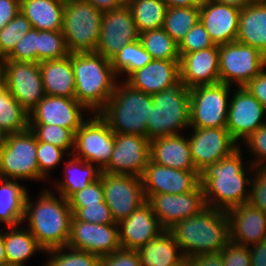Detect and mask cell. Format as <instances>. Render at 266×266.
<instances>
[{
    "label": "cell",
    "instance_id": "cell-1",
    "mask_svg": "<svg viewBox=\"0 0 266 266\" xmlns=\"http://www.w3.org/2000/svg\"><path fill=\"white\" fill-rule=\"evenodd\" d=\"M185 258L220 253L230 242V223L226 211L206 206L199 213L168 229Z\"/></svg>",
    "mask_w": 266,
    "mask_h": 266
},
{
    "label": "cell",
    "instance_id": "cell-2",
    "mask_svg": "<svg viewBox=\"0 0 266 266\" xmlns=\"http://www.w3.org/2000/svg\"><path fill=\"white\" fill-rule=\"evenodd\" d=\"M239 151L240 148L200 173L206 206L227 212L231 208L248 203L250 192H245L244 188L247 183L251 184L252 179L245 178ZM212 196L217 200L216 203Z\"/></svg>",
    "mask_w": 266,
    "mask_h": 266
},
{
    "label": "cell",
    "instance_id": "cell-3",
    "mask_svg": "<svg viewBox=\"0 0 266 266\" xmlns=\"http://www.w3.org/2000/svg\"><path fill=\"white\" fill-rule=\"evenodd\" d=\"M59 198L61 200L47 190L41 193L38 203L33 206L26 196L23 220H29L28 230L44 251L60 247L66 249L70 238L72 210L68 199Z\"/></svg>",
    "mask_w": 266,
    "mask_h": 266
},
{
    "label": "cell",
    "instance_id": "cell-4",
    "mask_svg": "<svg viewBox=\"0 0 266 266\" xmlns=\"http://www.w3.org/2000/svg\"><path fill=\"white\" fill-rule=\"evenodd\" d=\"M75 76V98L85 108L98 113L115 91L117 74L111 60L96 52L71 53ZM115 82V83H114Z\"/></svg>",
    "mask_w": 266,
    "mask_h": 266
},
{
    "label": "cell",
    "instance_id": "cell-5",
    "mask_svg": "<svg viewBox=\"0 0 266 266\" xmlns=\"http://www.w3.org/2000/svg\"><path fill=\"white\" fill-rule=\"evenodd\" d=\"M153 106L152 95L132 88L126 82L115 91L98 113L114 134L147 137V118Z\"/></svg>",
    "mask_w": 266,
    "mask_h": 266
},
{
    "label": "cell",
    "instance_id": "cell-6",
    "mask_svg": "<svg viewBox=\"0 0 266 266\" xmlns=\"http://www.w3.org/2000/svg\"><path fill=\"white\" fill-rule=\"evenodd\" d=\"M152 100L147 118L149 140L176 135L180 128L190 126V90L181 81L152 95Z\"/></svg>",
    "mask_w": 266,
    "mask_h": 266
},
{
    "label": "cell",
    "instance_id": "cell-7",
    "mask_svg": "<svg viewBox=\"0 0 266 266\" xmlns=\"http://www.w3.org/2000/svg\"><path fill=\"white\" fill-rule=\"evenodd\" d=\"M103 12L83 0H65L62 33L69 53L95 52Z\"/></svg>",
    "mask_w": 266,
    "mask_h": 266
},
{
    "label": "cell",
    "instance_id": "cell-8",
    "mask_svg": "<svg viewBox=\"0 0 266 266\" xmlns=\"http://www.w3.org/2000/svg\"><path fill=\"white\" fill-rule=\"evenodd\" d=\"M9 177L13 180L39 179L37 139L30 129L7 134L0 145V178Z\"/></svg>",
    "mask_w": 266,
    "mask_h": 266
},
{
    "label": "cell",
    "instance_id": "cell-9",
    "mask_svg": "<svg viewBox=\"0 0 266 266\" xmlns=\"http://www.w3.org/2000/svg\"><path fill=\"white\" fill-rule=\"evenodd\" d=\"M266 66V56L258 49L238 41L219 45L220 83L231 81L244 87Z\"/></svg>",
    "mask_w": 266,
    "mask_h": 266
},
{
    "label": "cell",
    "instance_id": "cell-10",
    "mask_svg": "<svg viewBox=\"0 0 266 266\" xmlns=\"http://www.w3.org/2000/svg\"><path fill=\"white\" fill-rule=\"evenodd\" d=\"M229 87L219 82L189 89L191 127L226 128Z\"/></svg>",
    "mask_w": 266,
    "mask_h": 266
},
{
    "label": "cell",
    "instance_id": "cell-11",
    "mask_svg": "<svg viewBox=\"0 0 266 266\" xmlns=\"http://www.w3.org/2000/svg\"><path fill=\"white\" fill-rule=\"evenodd\" d=\"M99 179L102 182L104 201L117 224L147 201L142 177L102 171Z\"/></svg>",
    "mask_w": 266,
    "mask_h": 266
},
{
    "label": "cell",
    "instance_id": "cell-12",
    "mask_svg": "<svg viewBox=\"0 0 266 266\" xmlns=\"http://www.w3.org/2000/svg\"><path fill=\"white\" fill-rule=\"evenodd\" d=\"M4 85L11 96L30 112L46 95L37 62L2 60Z\"/></svg>",
    "mask_w": 266,
    "mask_h": 266
},
{
    "label": "cell",
    "instance_id": "cell-13",
    "mask_svg": "<svg viewBox=\"0 0 266 266\" xmlns=\"http://www.w3.org/2000/svg\"><path fill=\"white\" fill-rule=\"evenodd\" d=\"M84 121L81 127L75 132L74 150L76 158L86 162L99 163L101 170L109 163L114 148V133L108 123L99 115ZM81 156V157H80Z\"/></svg>",
    "mask_w": 266,
    "mask_h": 266
},
{
    "label": "cell",
    "instance_id": "cell-14",
    "mask_svg": "<svg viewBox=\"0 0 266 266\" xmlns=\"http://www.w3.org/2000/svg\"><path fill=\"white\" fill-rule=\"evenodd\" d=\"M139 34L129 6L123 3L114 10L103 12L95 52L111 60L123 46L137 41Z\"/></svg>",
    "mask_w": 266,
    "mask_h": 266
},
{
    "label": "cell",
    "instance_id": "cell-15",
    "mask_svg": "<svg viewBox=\"0 0 266 266\" xmlns=\"http://www.w3.org/2000/svg\"><path fill=\"white\" fill-rule=\"evenodd\" d=\"M150 160V140L134 134H114L109 163L102 169L110 174L142 177Z\"/></svg>",
    "mask_w": 266,
    "mask_h": 266
},
{
    "label": "cell",
    "instance_id": "cell-16",
    "mask_svg": "<svg viewBox=\"0 0 266 266\" xmlns=\"http://www.w3.org/2000/svg\"><path fill=\"white\" fill-rule=\"evenodd\" d=\"M145 197L164 230L194 216L206 207L201 184L193 191L183 194H154Z\"/></svg>",
    "mask_w": 266,
    "mask_h": 266
},
{
    "label": "cell",
    "instance_id": "cell-17",
    "mask_svg": "<svg viewBox=\"0 0 266 266\" xmlns=\"http://www.w3.org/2000/svg\"><path fill=\"white\" fill-rule=\"evenodd\" d=\"M188 139L196 170L201 173L209 165L230 156L239 147L226 128H194Z\"/></svg>",
    "mask_w": 266,
    "mask_h": 266
},
{
    "label": "cell",
    "instance_id": "cell-18",
    "mask_svg": "<svg viewBox=\"0 0 266 266\" xmlns=\"http://www.w3.org/2000/svg\"><path fill=\"white\" fill-rule=\"evenodd\" d=\"M118 224H96L71 219L70 238L66 247L93 253L99 257L121 248Z\"/></svg>",
    "mask_w": 266,
    "mask_h": 266
},
{
    "label": "cell",
    "instance_id": "cell-19",
    "mask_svg": "<svg viewBox=\"0 0 266 266\" xmlns=\"http://www.w3.org/2000/svg\"><path fill=\"white\" fill-rule=\"evenodd\" d=\"M142 181L145 195L183 194L200 184V173L165 167L149 160Z\"/></svg>",
    "mask_w": 266,
    "mask_h": 266
},
{
    "label": "cell",
    "instance_id": "cell-20",
    "mask_svg": "<svg viewBox=\"0 0 266 266\" xmlns=\"http://www.w3.org/2000/svg\"><path fill=\"white\" fill-rule=\"evenodd\" d=\"M82 109L76 98L45 95L29 112V124L58 125L75 133L84 122Z\"/></svg>",
    "mask_w": 266,
    "mask_h": 266
},
{
    "label": "cell",
    "instance_id": "cell-21",
    "mask_svg": "<svg viewBox=\"0 0 266 266\" xmlns=\"http://www.w3.org/2000/svg\"><path fill=\"white\" fill-rule=\"evenodd\" d=\"M238 88L229 103L226 121V129L236 142L266 124L261 122L264 106L245 87Z\"/></svg>",
    "mask_w": 266,
    "mask_h": 266
},
{
    "label": "cell",
    "instance_id": "cell-22",
    "mask_svg": "<svg viewBox=\"0 0 266 266\" xmlns=\"http://www.w3.org/2000/svg\"><path fill=\"white\" fill-rule=\"evenodd\" d=\"M199 21L215 45L236 41L241 10L213 0H202Z\"/></svg>",
    "mask_w": 266,
    "mask_h": 266
},
{
    "label": "cell",
    "instance_id": "cell-23",
    "mask_svg": "<svg viewBox=\"0 0 266 266\" xmlns=\"http://www.w3.org/2000/svg\"><path fill=\"white\" fill-rule=\"evenodd\" d=\"M118 227L120 246L128 250H138L164 231L147 201L120 221Z\"/></svg>",
    "mask_w": 266,
    "mask_h": 266
},
{
    "label": "cell",
    "instance_id": "cell-24",
    "mask_svg": "<svg viewBox=\"0 0 266 266\" xmlns=\"http://www.w3.org/2000/svg\"><path fill=\"white\" fill-rule=\"evenodd\" d=\"M179 63L180 81L188 89L220 82L218 45L182 55Z\"/></svg>",
    "mask_w": 266,
    "mask_h": 266
},
{
    "label": "cell",
    "instance_id": "cell-25",
    "mask_svg": "<svg viewBox=\"0 0 266 266\" xmlns=\"http://www.w3.org/2000/svg\"><path fill=\"white\" fill-rule=\"evenodd\" d=\"M180 60L153 59L132 72L125 82L132 88L154 95L180 82Z\"/></svg>",
    "mask_w": 266,
    "mask_h": 266
},
{
    "label": "cell",
    "instance_id": "cell-26",
    "mask_svg": "<svg viewBox=\"0 0 266 266\" xmlns=\"http://www.w3.org/2000/svg\"><path fill=\"white\" fill-rule=\"evenodd\" d=\"M227 215L233 243L247 246L266 239V213L244 203L228 210Z\"/></svg>",
    "mask_w": 266,
    "mask_h": 266
},
{
    "label": "cell",
    "instance_id": "cell-27",
    "mask_svg": "<svg viewBox=\"0 0 266 266\" xmlns=\"http://www.w3.org/2000/svg\"><path fill=\"white\" fill-rule=\"evenodd\" d=\"M150 160L165 167L197 171L191 156L189 141L179 134L151 139Z\"/></svg>",
    "mask_w": 266,
    "mask_h": 266
},
{
    "label": "cell",
    "instance_id": "cell-28",
    "mask_svg": "<svg viewBox=\"0 0 266 266\" xmlns=\"http://www.w3.org/2000/svg\"><path fill=\"white\" fill-rule=\"evenodd\" d=\"M46 95L75 98V76L71 53L60 59L39 62Z\"/></svg>",
    "mask_w": 266,
    "mask_h": 266
},
{
    "label": "cell",
    "instance_id": "cell-29",
    "mask_svg": "<svg viewBox=\"0 0 266 266\" xmlns=\"http://www.w3.org/2000/svg\"><path fill=\"white\" fill-rule=\"evenodd\" d=\"M236 41L266 56V2H254L241 9Z\"/></svg>",
    "mask_w": 266,
    "mask_h": 266
},
{
    "label": "cell",
    "instance_id": "cell-30",
    "mask_svg": "<svg viewBox=\"0 0 266 266\" xmlns=\"http://www.w3.org/2000/svg\"><path fill=\"white\" fill-rule=\"evenodd\" d=\"M168 230L162 231L156 238L137 250L141 266H186V258Z\"/></svg>",
    "mask_w": 266,
    "mask_h": 266
},
{
    "label": "cell",
    "instance_id": "cell-31",
    "mask_svg": "<svg viewBox=\"0 0 266 266\" xmlns=\"http://www.w3.org/2000/svg\"><path fill=\"white\" fill-rule=\"evenodd\" d=\"M64 7L65 0H20L21 13L37 30H62Z\"/></svg>",
    "mask_w": 266,
    "mask_h": 266
},
{
    "label": "cell",
    "instance_id": "cell-32",
    "mask_svg": "<svg viewBox=\"0 0 266 266\" xmlns=\"http://www.w3.org/2000/svg\"><path fill=\"white\" fill-rule=\"evenodd\" d=\"M0 221L8 227L23 222L27 191L16 180L0 178Z\"/></svg>",
    "mask_w": 266,
    "mask_h": 266
},
{
    "label": "cell",
    "instance_id": "cell-33",
    "mask_svg": "<svg viewBox=\"0 0 266 266\" xmlns=\"http://www.w3.org/2000/svg\"><path fill=\"white\" fill-rule=\"evenodd\" d=\"M66 168L65 180L60 182L58 187L60 196H63L65 199H68L75 192L86 188L91 183L96 182L102 172L99 167L94 168L92 163L76 157L68 161Z\"/></svg>",
    "mask_w": 266,
    "mask_h": 266
},
{
    "label": "cell",
    "instance_id": "cell-34",
    "mask_svg": "<svg viewBox=\"0 0 266 266\" xmlns=\"http://www.w3.org/2000/svg\"><path fill=\"white\" fill-rule=\"evenodd\" d=\"M17 227H9L11 230L4 234L7 266H23L25 260L32 256L35 251H44L29 230L22 231Z\"/></svg>",
    "mask_w": 266,
    "mask_h": 266
},
{
    "label": "cell",
    "instance_id": "cell-35",
    "mask_svg": "<svg viewBox=\"0 0 266 266\" xmlns=\"http://www.w3.org/2000/svg\"><path fill=\"white\" fill-rule=\"evenodd\" d=\"M29 112L10 94L5 85L0 88V128L7 134L29 129Z\"/></svg>",
    "mask_w": 266,
    "mask_h": 266
},
{
    "label": "cell",
    "instance_id": "cell-36",
    "mask_svg": "<svg viewBox=\"0 0 266 266\" xmlns=\"http://www.w3.org/2000/svg\"><path fill=\"white\" fill-rule=\"evenodd\" d=\"M139 33L163 28L167 7L162 0H128Z\"/></svg>",
    "mask_w": 266,
    "mask_h": 266
},
{
    "label": "cell",
    "instance_id": "cell-37",
    "mask_svg": "<svg viewBox=\"0 0 266 266\" xmlns=\"http://www.w3.org/2000/svg\"><path fill=\"white\" fill-rule=\"evenodd\" d=\"M138 40L152 59L180 60L178 44L163 28L141 32Z\"/></svg>",
    "mask_w": 266,
    "mask_h": 266
},
{
    "label": "cell",
    "instance_id": "cell-38",
    "mask_svg": "<svg viewBox=\"0 0 266 266\" xmlns=\"http://www.w3.org/2000/svg\"><path fill=\"white\" fill-rule=\"evenodd\" d=\"M199 7L167 8L163 29L179 44L189 30L199 21Z\"/></svg>",
    "mask_w": 266,
    "mask_h": 266
},
{
    "label": "cell",
    "instance_id": "cell-39",
    "mask_svg": "<svg viewBox=\"0 0 266 266\" xmlns=\"http://www.w3.org/2000/svg\"><path fill=\"white\" fill-rule=\"evenodd\" d=\"M153 59L142 47L139 40L123 46L120 51L111 59L114 72L127 73L129 76L135 70L142 69Z\"/></svg>",
    "mask_w": 266,
    "mask_h": 266
},
{
    "label": "cell",
    "instance_id": "cell-40",
    "mask_svg": "<svg viewBox=\"0 0 266 266\" xmlns=\"http://www.w3.org/2000/svg\"><path fill=\"white\" fill-rule=\"evenodd\" d=\"M32 29L30 21L19 13L0 30V60L6 59L19 42Z\"/></svg>",
    "mask_w": 266,
    "mask_h": 266
},
{
    "label": "cell",
    "instance_id": "cell-41",
    "mask_svg": "<svg viewBox=\"0 0 266 266\" xmlns=\"http://www.w3.org/2000/svg\"><path fill=\"white\" fill-rule=\"evenodd\" d=\"M69 54L62 30H38L37 63L45 60L64 58Z\"/></svg>",
    "mask_w": 266,
    "mask_h": 266
},
{
    "label": "cell",
    "instance_id": "cell-42",
    "mask_svg": "<svg viewBox=\"0 0 266 266\" xmlns=\"http://www.w3.org/2000/svg\"><path fill=\"white\" fill-rule=\"evenodd\" d=\"M30 131L40 142L50 143L64 150L74 147L75 133L58 125L29 124Z\"/></svg>",
    "mask_w": 266,
    "mask_h": 266
},
{
    "label": "cell",
    "instance_id": "cell-43",
    "mask_svg": "<svg viewBox=\"0 0 266 266\" xmlns=\"http://www.w3.org/2000/svg\"><path fill=\"white\" fill-rule=\"evenodd\" d=\"M63 249L64 247L46 250L53 256L45 266H99L100 257L93 253L68 247L71 252L62 254Z\"/></svg>",
    "mask_w": 266,
    "mask_h": 266
},
{
    "label": "cell",
    "instance_id": "cell-44",
    "mask_svg": "<svg viewBox=\"0 0 266 266\" xmlns=\"http://www.w3.org/2000/svg\"><path fill=\"white\" fill-rule=\"evenodd\" d=\"M212 46H217L212 41L210 35L198 21L178 44L180 57L187 53H192Z\"/></svg>",
    "mask_w": 266,
    "mask_h": 266
},
{
    "label": "cell",
    "instance_id": "cell-45",
    "mask_svg": "<svg viewBox=\"0 0 266 266\" xmlns=\"http://www.w3.org/2000/svg\"><path fill=\"white\" fill-rule=\"evenodd\" d=\"M72 216L79 221L96 224H117L115 223L111 210L105 201L98 205H86V207H70Z\"/></svg>",
    "mask_w": 266,
    "mask_h": 266
},
{
    "label": "cell",
    "instance_id": "cell-46",
    "mask_svg": "<svg viewBox=\"0 0 266 266\" xmlns=\"http://www.w3.org/2000/svg\"><path fill=\"white\" fill-rule=\"evenodd\" d=\"M64 149L50 143L37 140V162L39 165V179H43L46 171L57 166L62 159Z\"/></svg>",
    "mask_w": 266,
    "mask_h": 266
},
{
    "label": "cell",
    "instance_id": "cell-47",
    "mask_svg": "<svg viewBox=\"0 0 266 266\" xmlns=\"http://www.w3.org/2000/svg\"><path fill=\"white\" fill-rule=\"evenodd\" d=\"M70 207H86V205H98L104 202L102 182L98 179L86 188L79 190L68 198Z\"/></svg>",
    "mask_w": 266,
    "mask_h": 266
},
{
    "label": "cell",
    "instance_id": "cell-48",
    "mask_svg": "<svg viewBox=\"0 0 266 266\" xmlns=\"http://www.w3.org/2000/svg\"><path fill=\"white\" fill-rule=\"evenodd\" d=\"M37 37L38 30L32 28L19 42H17L13 52L6 59L37 62Z\"/></svg>",
    "mask_w": 266,
    "mask_h": 266
},
{
    "label": "cell",
    "instance_id": "cell-49",
    "mask_svg": "<svg viewBox=\"0 0 266 266\" xmlns=\"http://www.w3.org/2000/svg\"><path fill=\"white\" fill-rule=\"evenodd\" d=\"M220 253L223 257V266H251L248 246L230 241Z\"/></svg>",
    "mask_w": 266,
    "mask_h": 266
},
{
    "label": "cell",
    "instance_id": "cell-50",
    "mask_svg": "<svg viewBox=\"0 0 266 266\" xmlns=\"http://www.w3.org/2000/svg\"><path fill=\"white\" fill-rule=\"evenodd\" d=\"M254 178L251 181L253 189L249 191L248 203L266 213V167H260Z\"/></svg>",
    "mask_w": 266,
    "mask_h": 266
},
{
    "label": "cell",
    "instance_id": "cell-51",
    "mask_svg": "<svg viewBox=\"0 0 266 266\" xmlns=\"http://www.w3.org/2000/svg\"><path fill=\"white\" fill-rule=\"evenodd\" d=\"M99 266H141L137 250L120 248L110 255L99 259Z\"/></svg>",
    "mask_w": 266,
    "mask_h": 266
},
{
    "label": "cell",
    "instance_id": "cell-52",
    "mask_svg": "<svg viewBox=\"0 0 266 266\" xmlns=\"http://www.w3.org/2000/svg\"><path fill=\"white\" fill-rule=\"evenodd\" d=\"M244 140L247 141L246 143L251 148V151L256 156H259V159H257L258 161H255L254 165L258 166V164H261V161L259 163V160H262V167H266V164L263 163V160L266 159V124L257 128Z\"/></svg>",
    "mask_w": 266,
    "mask_h": 266
},
{
    "label": "cell",
    "instance_id": "cell-53",
    "mask_svg": "<svg viewBox=\"0 0 266 266\" xmlns=\"http://www.w3.org/2000/svg\"><path fill=\"white\" fill-rule=\"evenodd\" d=\"M266 110V72L264 69L244 86Z\"/></svg>",
    "mask_w": 266,
    "mask_h": 266
},
{
    "label": "cell",
    "instance_id": "cell-54",
    "mask_svg": "<svg viewBox=\"0 0 266 266\" xmlns=\"http://www.w3.org/2000/svg\"><path fill=\"white\" fill-rule=\"evenodd\" d=\"M186 266H223L221 253L199 254L186 258Z\"/></svg>",
    "mask_w": 266,
    "mask_h": 266
},
{
    "label": "cell",
    "instance_id": "cell-55",
    "mask_svg": "<svg viewBox=\"0 0 266 266\" xmlns=\"http://www.w3.org/2000/svg\"><path fill=\"white\" fill-rule=\"evenodd\" d=\"M20 11V0H0V30Z\"/></svg>",
    "mask_w": 266,
    "mask_h": 266
},
{
    "label": "cell",
    "instance_id": "cell-56",
    "mask_svg": "<svg viewBox=\"0 0 266 266\" xmlns=\"http://www.w3.org/2000/svg\"><path fill=\"white\" fill-rule=\"evenodd\" d=\"M254 249L249 248L251 266H266V239L252 244Z\"/></svg>",
    "mask_w": 266,
    "mask_h": 266
},
{
    "label": "cell",
    "instance_id": "cell-57",
    "mask_svg": "<svg viewBox=\"0 0 266 266\" xmlns=\"http://www.w3.org/2000/svg\"><path fill=\"white\" fill-rule=\"evenodd\" d=\"M85 2L91 3L95 8L101 12H106L109 10H114L120 7L124 2L122 0H83Z\"/></svg>",
    "mask_w": 266,
    "mask_h": 266
},
{
    "label": "cell",
    "instance_id": "cell-58",
    "mask_svg": "<svg viewBox=\"0 0 266 266\" xmlns=\"http://www.w3.org/2000/svg\"><path fill=\"white\" fill-rule=\"evenodd\" d=\"M167 8L173 7H200L202 0H162Z\"/></svg>",
    "mask_w": 266,
    "mask_h": 266
},
{
    "label": "cell",
    "instance_id": "cell-59",
    "mask_svg": "<svg viewBox=\"0 0 266 266\" xmlns=\"http://www.w3.org/2000/svg\"><path fill=\"white\" fill-rule=\"evenodd\" d=\"M213 1L225 4V5L237 7L240 10L254 3V0H213Z\"/></svg>",
    "mask_w": 266,
    "mask_h": 266
},
{
    "label": "cell",
    "instance_id": "cell-60",
    "mask_svg": "<svg viewBox=\"0 0 266 266\" xmlns=\"http://www.w3.org/2000/svg\"><path fill=\"white\" fill-rule=\"evenodd\" d=\"M0 266H7V259L4 247V234H0Z\"/></svg>",
    "mask_w": 266,
    "mask_h": 266
},
{
    "label": "cell",
    "instance_id": "cell-61",
    "mask_svg": "<svg viewBox=\"0 0 266 266\" xmlns=\"http://www.w3.org/2000/svg\"><path fill=\"white\" fill-rule=\"evenodd\" d=\"M0 60V88L4 85V69H3V64Z\"/></svg>",
    "mask_w": 266,
    "mask_h": 266
},
{
    "label": "cell",
    "instance_id": "cell-62",
    "mask_svg": "<svg viewBox=\"0 0 266 266\" xmlns=\"http://www.w3.org/2000/svg\"><path fill=\"white\" fill-rule=\"evenodd\" d=\"M5 139H6V134L0 128V145L4 142Z\"/></svg>",
    "mask_w": 266,
    "mask_h": 266
},
{
    "label": "cell",
    "instance_id": "cell-63",
    "mask_svg": "<svg viewBox=\"0 0 266 266\" xmlns=\"http://www.w3.org/2000/svg\"><path fill=\"white\" fill-rule=\"evenodd\" d=\"M254 2H266V0H254Z\"/></svg>",
    "mask_w": 266,
    "mask_h": 266
}]
</instances>
